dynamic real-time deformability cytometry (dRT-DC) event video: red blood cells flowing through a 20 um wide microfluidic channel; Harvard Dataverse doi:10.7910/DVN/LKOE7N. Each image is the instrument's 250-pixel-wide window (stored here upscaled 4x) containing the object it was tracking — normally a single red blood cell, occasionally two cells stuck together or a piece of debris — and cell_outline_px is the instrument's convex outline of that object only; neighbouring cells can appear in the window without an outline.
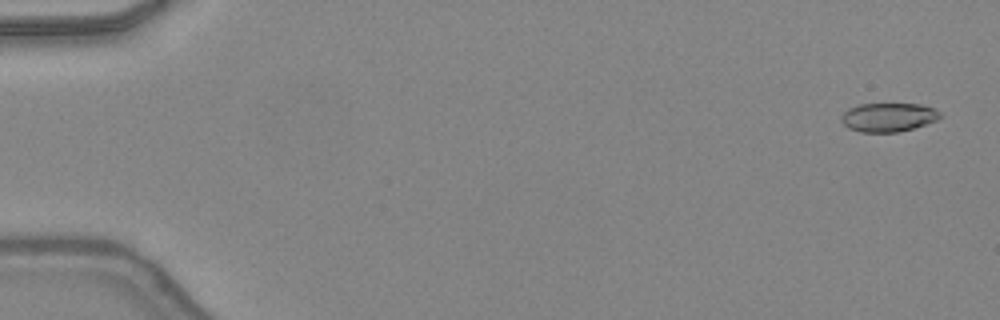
{"species": "common noctule bat (a hibernating species)", "species_latin": "Nyctalus noctula", "temperature_condition": "warm", "stored_images_in_passage": 16, "camera_frame_rate_fps": 3000, "um_per_image_px": 0.085, "animal": {"sex": "female", "body_mass_g": 24.6, "forearm_length_mm": 56.2}, "frame": {"image": 1, "passage_image": 2, "time_ms": 0.333, "image_size_px": [1000, 320], "cell_outline_px": [[940, 116], [936, 120], [912, 128], [896, 132], [860, 132], [848, 128], [840, 120], [840, 116], [848, 108], [860, 104], [920, 104], [932, 108], [940, 112]], "centroid_in_image_um": [75.44, 9.96], "position_along_channel_um": 9.6, "area_um2": 16.42}}
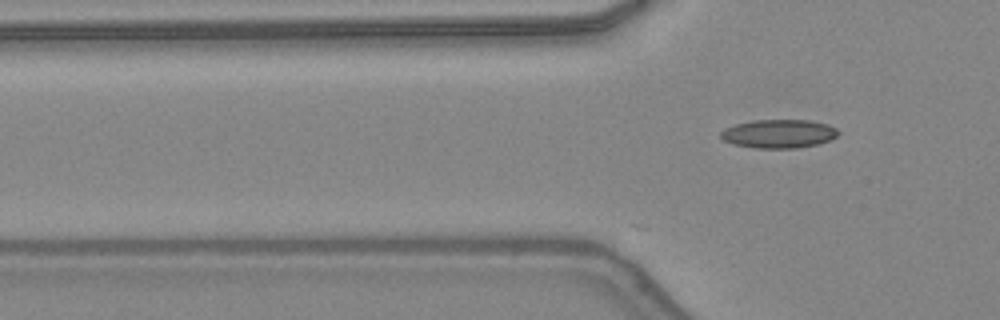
{"frame": {"image": 2, "passage_image": 16, "time_ms": 5.0, "image_size_px": [1000, 320], "cell_outline_px": [[840, 132], [836, 136], [820, 144], [796, 148], [756, 148], [732, 144], [724, 140], [720, 136], [720, 132], [724, 128], [736, 124], [752, 120], [808, 120], [828, 124], [836, 128]], "centroid_in_image_um": [66.19, 11.37], "position_along_channel_um": 59.6, "area_um2": 19.65}}